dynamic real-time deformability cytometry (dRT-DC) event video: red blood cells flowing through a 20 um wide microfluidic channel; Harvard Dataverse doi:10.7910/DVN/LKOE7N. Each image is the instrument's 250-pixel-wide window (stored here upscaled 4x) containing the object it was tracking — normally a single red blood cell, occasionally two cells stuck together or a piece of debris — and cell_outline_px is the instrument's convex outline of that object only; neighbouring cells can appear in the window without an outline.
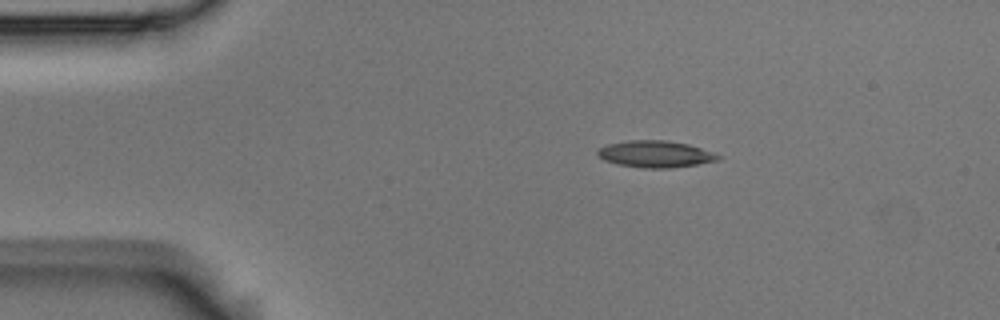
{"species": "Egyptian fruit bat (a non-hibernating species)", "species_latin": "Rousettus aegyptiacus", "temperature_condition": "room temperature", "stored_images_in_passage": 9, "camera_frame_rate_fps": 3000, "um_per_image_px": 0.085, "animal": {"sex": "male"}, "frame": {"image": 1, "passage_image": 1, "time_ms": 0.0, "image_size_px": [1000, 320], "cell_outline_px": [[724, 156], [720, 160], [696, 164], [668, 168], [644, 168], [616, 164], [604, 160], [596, 156], [596, 148], [608, 144], [628, 140], [668, 140], [688, 144]], "centroid_in_image_um": [55.67, 13.09], "position_along_channel_um": 29.3, "area_um2": 18.96}}
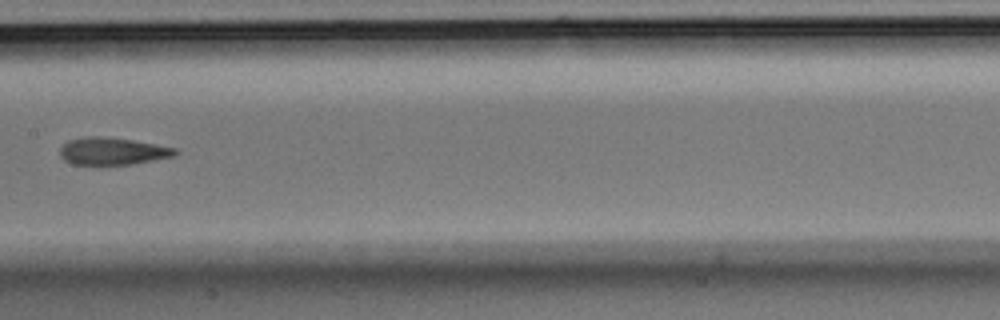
{"frame": {"image": 2, "passage_image": 6, "time_ms": 1.667, "image_size_px": [1000, 320], "cell_outline_px": [[180, 152], [172, 156], [132, 164], [100, 168], [72, 164], [64, 160], [60, 156], [60, 148], [68, 140], [84, 136], [100, 136], [132, 140], [156, 144], [176, 148]], "centroid_in_image_um": [9.5, 12.89], "position_along_channel_um": 197.9, "area_um2": 19.07}}
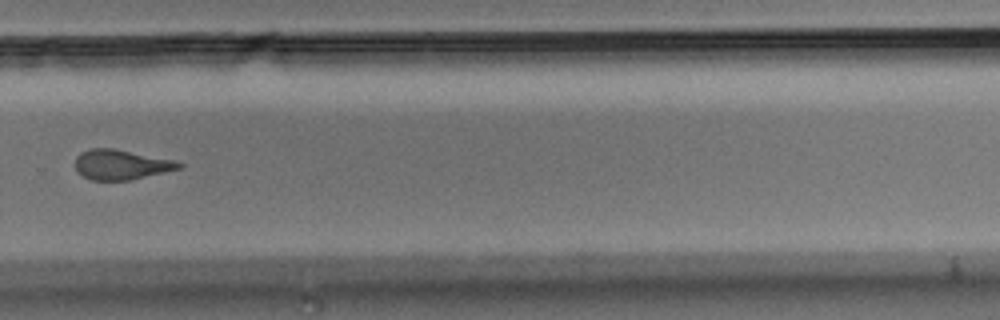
{"frame": {"image": 3, "passage_image": 9, "time_ms": 2.667, "image_size_px": [1000, 320], "cell_outline_px": [[184, 168], [132, 180], [92, 180], [76, 172], [76, 156], [80, 152], [92, 148], [112, 148], [176, 160], [184, 164]], "centroid_in_image_um": [10.34, 14.0], "position_along_channel_um": 319.5, "area_um2": 18.32}}